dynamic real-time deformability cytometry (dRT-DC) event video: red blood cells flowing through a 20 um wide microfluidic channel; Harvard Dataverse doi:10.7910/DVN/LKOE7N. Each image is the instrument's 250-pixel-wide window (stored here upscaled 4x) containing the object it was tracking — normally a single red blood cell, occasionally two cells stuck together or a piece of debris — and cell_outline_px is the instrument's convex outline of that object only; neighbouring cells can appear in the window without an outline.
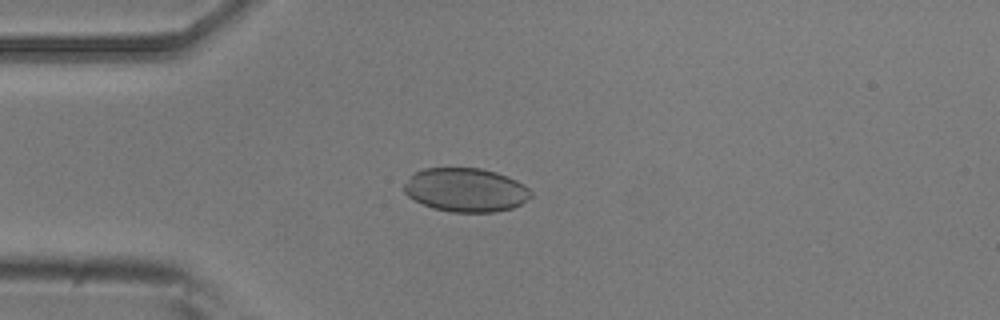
{"species": "common noctule bat (a hibernating species)", "species_latin": "Nyctalus noctula", "temperature_condition": "room temperature", "stored_images_in_passage": 48, "camera_frame_rate_fps": 3000, "um_per_image_px": 0.085, "animal": {"sex": "male", "body_mass_g": 20.5, "forearm_length_mm": 52.5}, "frame": {"image": 1, "passage_image": 13, "time_ms": 4.0, "image_size_px": [1000, 320], "cell_outline_px": [[532, 196], [520, 204], [512, 208], [492, 212], [452, 212], [432, 208], [408, 196], [404, 192], [404, 184], [416, 172], [424, 168], [480, 168], [496, 172], [508, 176], [524, 184], [532, 192]], "centroid_in_image_um": [39.61, 16.14], "position_along_channel_um": 45.4, "area_um2": 32.19}}
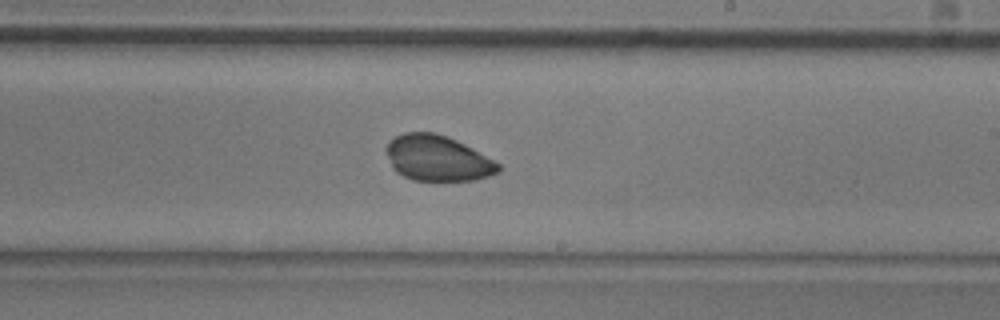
{"frame": {"image": 2, "passage_image": 30, "time_ms": 9.667, "image_size_px": [1000, 320], "cell_outline_px": [[500, 172], [476, 180], [412, 180], [396, 172], [392, 168], [384, 148], [388, 140], [404, 132], [436, 132], [456, 140], [472, 148], [500, 164]], "centroid_in_image_um": [37.15, 13.44], "position_along_channel_um": 251.9, "area_um2": 29.88}}
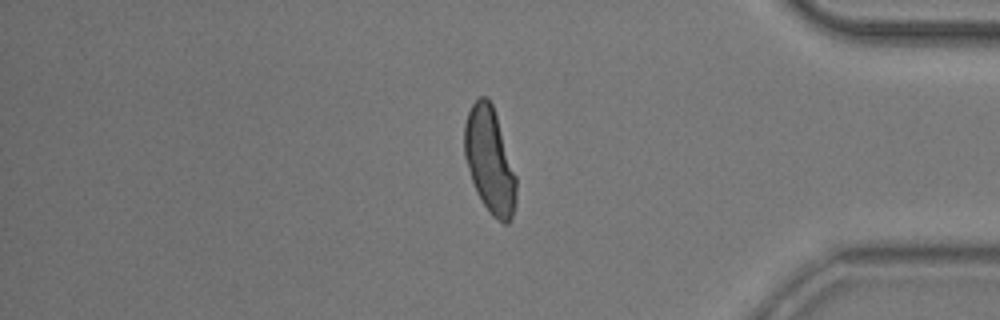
{"frame": {"image": 3, "passage_image": 43, "time_ms": 14.0, "image_size_px": [1000, 320], "cell_outline_px": [[516, 204], [512, 216], [508, 224], [504, 224], [492, 216], [476, 192], [464, 156], [464, 124], [468, 112], [472, 104], [480, 96], [488, 96], [492, 104], [516, 176]], "centroid_in_image_um": [41.62, 13.65], "position_along_channel_um": 393.6, "area_um2": 31.62}}